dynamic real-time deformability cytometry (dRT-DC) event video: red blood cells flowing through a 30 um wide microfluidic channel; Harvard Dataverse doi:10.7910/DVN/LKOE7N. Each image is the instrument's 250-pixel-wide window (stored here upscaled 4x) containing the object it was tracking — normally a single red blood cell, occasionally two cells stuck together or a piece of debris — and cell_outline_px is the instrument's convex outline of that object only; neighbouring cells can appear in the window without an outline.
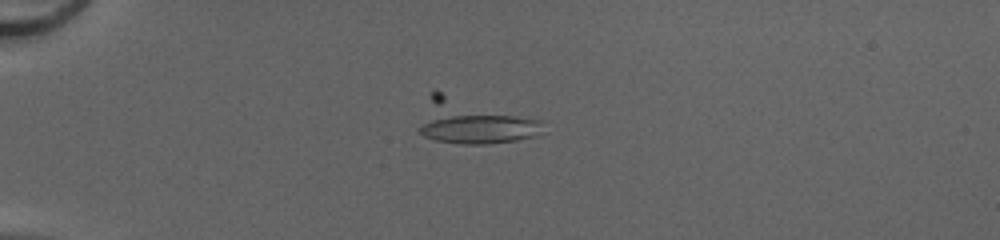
{"species": "common noctule bat (a hibernating species)", "species_latin": "Nyctalus noctula", "temperature_condition": "cold", "stored_images_in_passage": 50, "camera_frame_rate_fps": 3000, "um_per_image_px": 0.085, "animal": {"sex": "female", "body_mass_g": 20.0, "forearm_length_mm": 54.0}, "frame": {"image": 1, "passage_image": 14, "time_ms": 4.333, "image_size_px": [1000, 240], "cell_outline_px": [[544, 120], [536, 136], [516, 140], [484, 144], [460, 144], [436, 140], [424, 136], [420, 132], [420, 128], [432, 92], [436, 88]], "centroid_in_image_um": [40.29, 10.29], "position_along_channel_um": 44.7, "area_um2": 32.31}}
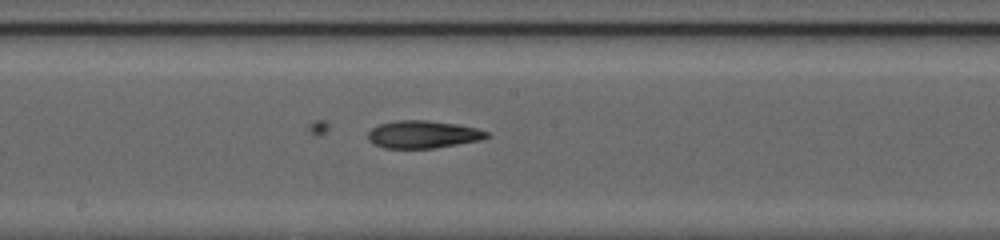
{"frame": {"image": 2, "passage_image": 29, "time_ms": 9.333, "image_size_px": [1000, 240], "cell_outline_px": [[492, 136], [480, 140], [436, 148], [384, 148], [372, 144], [368, 140], [368, 132], [372, 128], [380, 124], [396, 120], [428, 120], [456, 124], [476, 128], [488, 132]], "centroid_in_image_um": [35.95, 11.43], "position_along_channel_um": 212.3, "area_um2": 19.19}}
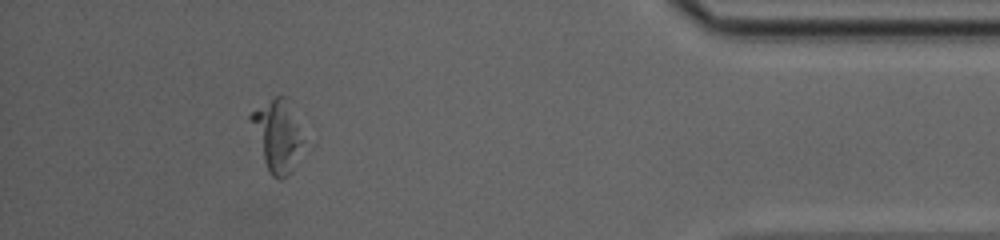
{"frame": {"image": 3, "passage_image": 46, "time_ms": 15.0, "image_size_px": [1000, 240], "cell_outline_px": [[304, 140], [292, 172], [284, 180], [276, 180], [268, 172], [248, 120], [248, 116], [252, 112], [276, 96], [288, 96]], "centroid_in_image_um": [23.57, 11.55], "position_along_channel_um": 411.6, "area_um2": 22.08}}